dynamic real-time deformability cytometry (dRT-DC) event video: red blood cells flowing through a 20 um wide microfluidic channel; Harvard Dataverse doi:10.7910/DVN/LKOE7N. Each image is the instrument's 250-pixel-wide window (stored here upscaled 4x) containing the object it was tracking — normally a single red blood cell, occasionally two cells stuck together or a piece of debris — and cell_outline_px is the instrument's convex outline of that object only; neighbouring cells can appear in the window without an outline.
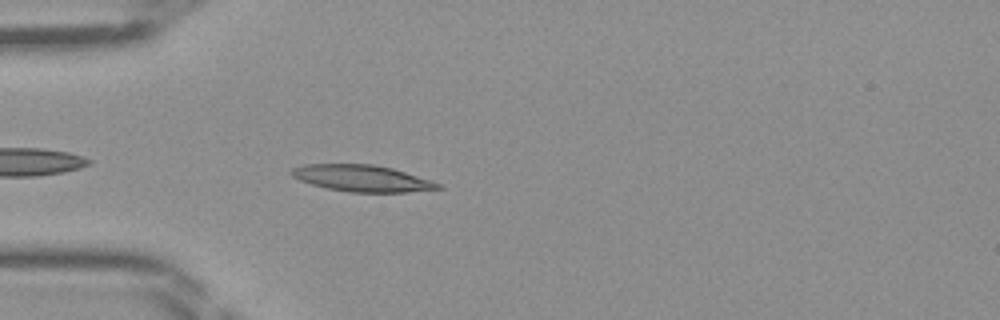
{"species": "Egyptian fruit bat (a non-hibernating species)", "species_latin": "Rousettus aegyptiacus", "temperature_condition": "room temperature", "stored_images_in_passage": 36, "camera_frame_rate_fps": 3000, "um_per_image_px": 0.085, "frame": {"image": 1, "passage_image": 3, "time_ms": 0.667, "image_size_px": [1000, 320], "cell_outline_px": [[444, 188], [408, 192], [352, 192], [328, 188], [312, 184], [300, 180], [292, 176], [288, 172], [292, 168], [304, 164], [372, 164], [392, 168], [432, 180], [440, 184]], "centroid_in_image_um": [30.78, 15.15], "position_along_channel_um": 54.2, "area_um2": 22.6}}
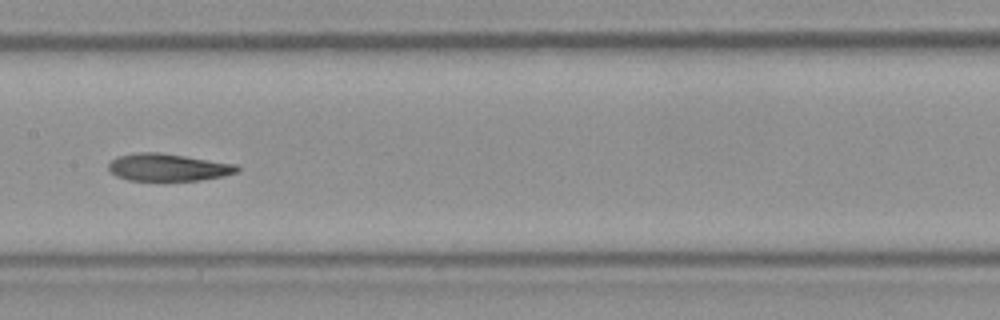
{"frame": {"image": 2, "passage_image": 13, "time_ms": 4.0, "image_size_px": [1000, 320], "cell_outline_px": [[240, 172], [224, 176], [200, 180], [128, 180], [116, 176], [108, 168], [108, 164], [112, 160], [120, 156], [136, 152], [160, 152], [236, 164], [240, 168]], "centroid_in_image_um": [14.32, 14.22], "position_along_channel_um": 193.1, "area_um2": 20.46}}
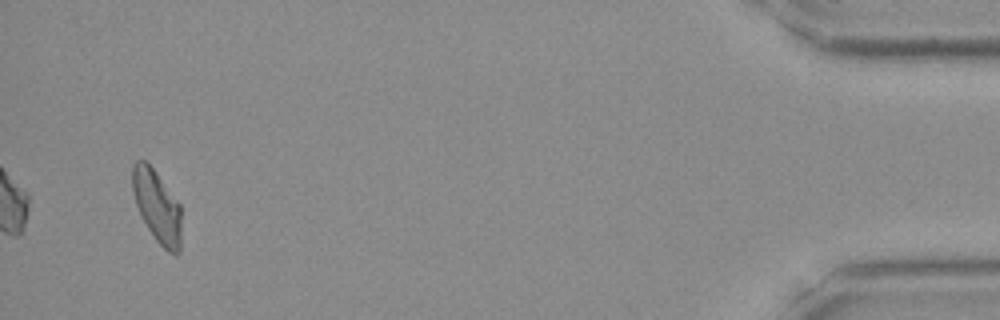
{"frame": {"image": 3, "passage_image": 34, "time_ms": 11.0, "image_size_px": [1000, 320], "cell_outline_px": [[180, 252], [176, 256], [168, 252], [156, 240], [148, 228], [136, 204], [132, 188], [132, 164], [136, 160], [144, 160], [152, 168], [180, 204]], "centroid_in_image_um": [13.35, 17.55], "position_along_channel_um": 421.9, "area_um2": 20.23}}